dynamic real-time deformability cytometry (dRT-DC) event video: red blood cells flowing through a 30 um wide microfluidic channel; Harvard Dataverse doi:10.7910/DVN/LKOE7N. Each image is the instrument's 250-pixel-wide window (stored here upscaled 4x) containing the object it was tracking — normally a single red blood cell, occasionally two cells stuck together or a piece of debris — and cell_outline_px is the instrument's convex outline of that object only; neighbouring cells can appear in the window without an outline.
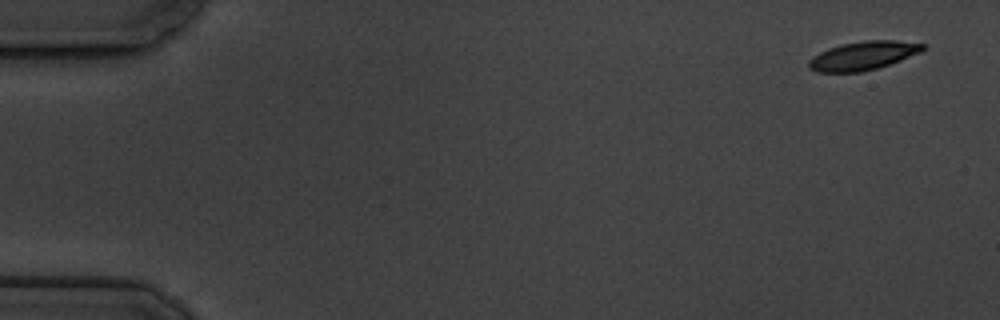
{"species": "common noctule bat (a hibernating species)", "species_latin": "Nyctalus noctula", "temperature_condition": "cold", "stored_images_in_passage": 5, "camera_frame_rate_fps": 3000, "um_per_image_px": 0.085, "animal": {"sex": "male", "body_mass_g": 19.5, "forearm_length_mm": 54.6}, "frame": {"image": 1, "passage_image": 1, "time_ms": 0.0, "image_size_px": [1000, 320], "cell_outline_px": [[924, 48], [920, 52], [900, 60], [876, 68], [860, 72], [820, 72], [808, 68], [808, 60], [820, 52], [828, 48], [844, 44], [864, 40], [896, 40], [924, 44]], "centroid_in_image_um": [73.33, 4.73], "position_along_channel_um": 11.7, "area_um2": 18.73}}